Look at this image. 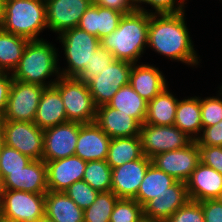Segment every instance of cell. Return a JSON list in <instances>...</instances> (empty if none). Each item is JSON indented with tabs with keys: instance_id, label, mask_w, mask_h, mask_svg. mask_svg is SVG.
Instances as JSON below:
<instances>
[{
	"instance_id": "6da1fadb",
	"label": "cell",
	"mask_w": 222,
	"mask_h": 222,
	"mask_svg": "<svg viewBox=\"0 0 222 222\" xmlns=\"http://www.w3.org/2000/svg\"><path fill=\"white\" fill-rule=\"evenodd\" d=\"M184 13H149L147 45L163 56L196 66L199 57L193 48Z\"/></svg>"
},
{
	"instance_id": "7a4b0ae2",
	"label": "cell",
	"mask_w": 222,
	"mask_h": 222,
	"mask_svg": "<svg viewBox=\"0 0 222 222\" xmlns=\"http://www.w3.org/2000/svg\"><path fill=\"white\" fill-rule=\"evenodd\" d=\"M149 13L136 5V9L124 14L118 27L100 40L103 48L111 52L115 60L137 64L147 46Z\"/></svg>"
},
{
	"instance_id": "3957f363",
	"label": "cell",
	"mask_w": 222,
	"mask_h": 222,
	"mask_svg": "<svg viewBox=\"0 0 222 222\" xmlns=\"http://www.w3.org/2000/svg\"><path fill=\"white\" fill-rule=\"evenodd\" d=\"M56 48L43 39L28 41L22 58L13 71V80H18L25 83L37 84L43 87L52 86L55 81H48L46 78L55 75L57 79L61 76L60 70L57 67ZM58 74V75H57Z\"/></svg>"
},
{
	"instance_id": "277c9868",
	"label": "cell",
	"mask_w": 222,
	"mask_h": 222,
	"mask_svg": "<svg viewBox=\"0 0 222 222\" xmlns=\"http://www.w3.org/2000/svg\"><path fill=\"white\" fill-rule=\"evenodd\" d=\"M0 27L27 40H38L47 28L44 0H5L4 18Z\"/></svg>"
},
{
	"instance_id": "5b68a950",
	"label": "cell",
	"mask_w": 222,
	"mask_h": 222,
	"mask_svg": "<svg viewBox=\"0 0 222 222\" xmlns=\"http://www.w3.org/2000/svg\"><path fill=\"white\" fill-rule=\"evenodd\" d=\"M53 85L63 100L68 121L82 124L95 122L97 107L86 82L76 77L60 76Z\"/></svg>"
},
{
	"instance_id": "8992f818",
	"label": "cell",
	"mask_w": 222,
	"mask_h": 222,
	"mask_svg": "<svg viewBox=\"0 0 222 222\" xmlns=\"http://www.w3.org/2000/svg\"><path fill=\"white\" fill-rule=\"evenodd\" d=\"M63 44L67 69L60 71L63 77H77L92 59L93 53L100 47V39L79 27L71 28L59 34Z\"/></svg>"
},
{
	"instance_id": "52a82bcc",
	"label": "cell",
	"mask_w": 222,
	"mask_h": 222,
	"mask_svg": "<svg viewBox=\"0 0 222 222\" xmlns=\"http://www.w3.org/2000/svg\"><path fill=\"white\" fill-rule=\"evenodd\" d=\"M5 145L33 160H42L44 130L34 122L0 120Z\"/></svg>"
},
{
	"instance_id": "ba28073f",
	"label": "cell",
	"mask_w": 222,
	"mask_h": 222,
	"mask_svg": "<svg viewBox=\"0 0 222 222\" xmlns=\"http://www.w3.org/2000/svg\"><path fill=\"white\" fill-rule=\"evenodd\" d=\"M3 217L18 222H34L45 215V193L0 190Z\"/></svg>"
},
{
	"instance_id": "9c48e42d",
	"label": "cell",
	"mask_w": 222,
	"mask_h": 222,
	"mask_svg": "<svg viewBox=\"0 0 222 222\" xmlns=\"http://www.w3.org/2000/svg\"><path fill=\"white\" fill-rule=\"evenodd\" d=\"M139 136L143 154L150 159L159 153L185 148L193 141L175 125L143 123Z\"/></svg>"
},
{
	"instance_id": "30bf717a",
	"label": "cell",
	"mask_w": 222,
	"mask_h": 222,
	"mask_svg": "<svg viewBox=\"0 0 222 222\" xmlns=\"http://www.w3.org/2000/svg\"><path fill=\"white\" fill-rule=\"evenodd\" d=\"M45 87L13 80L4 115L0 120L34 122Z\"/></svg>"
},
{
	"instance_id": "8fae6325",
	"label": "cell",
	"mask_w": 222,
	"mask_h": 222,
	"mask_svg": "<svg viewBox=\"0 0 222 222\" xmlns=\"http://www.w3.org/2000/svg\"><path fill=\"white\" fill-rule=\"evenodd\" d=\"M132 63L114 60L88 83L96 107L108 104L119 88L130 84Z\"/></svg>"
},
{
	"instance_id": "7c38bea8",
	"label": "cell",
	"mask_w": 222,
	"mask_h": 222,
	"mask_svg": "<svg viewBox=\"0 0 222 222\" xmlns=\"http://www.w3.org/2000/svg\"><path fill=\"white\" fill-rule=\"evenodd\" d=\"M152 164L177 181L187 182L200 162V150L193 140L185 148L159 153L151 158Z\"/></svg>"
},
{
	"instance_id": "4fadbf2b",
	"label": "cell",
	"mask_w": 222,
	"mask_h": 222,
	"mask_svg": "<svg viewBox=\"0 0 222 222\" xmlns=\"http://www.w3.org/2000/svg\"><path fill=\"white\" fill-rule=\"evenodd\" d=\"M79 122H66L44 129L42 160L52 161L75 155Z\"/></svg>"
},
{
	"instance_id": "5bb4252c",
	"label": "cell",
	"mask_w": 222,
	"mask_h": 222,
	"mask_svg": "<svg viewBox=\"0 0 222 222\" xmlns=\"http://www.w3.org/2000/svg\"><path fill=\"white\" fill-rule=\"evenodd\" d=\"M46 22L50 31L61 34L78 27L93 0H46Z\"/></svg>"
},
{
	"instance_id": "9a60e30c",
	"label": "cell",
	"mask_w": 222,
	"mask_h": 222,
	"mask_svg": "<svg viewBox=\"0 0 222 222\" xmlns=\"http://www.w3.org/2000/svg\"><path fill=\"white\" fill-rule=\"evenodd\" d=\"M151 163V159L143 155L137 160L112 168L111 191L118 198L133 199Z\"/></svg>"
},
{
	"instance_id": "2e32d148",
	"label": "cell",
	"mask_w": 222,
	"mask_h": 222,
	"mask_svg": "<svg viewBox=\"0 0 222 222\" xmlns=\"http://www.w3.org/2000/svg\"><path fill=\"white\" fill-rule=\"evenodd\" d=\"M48 191L64 192L70 185L83 178L87 162L78 156L44 161Z\"/></svg>"
},
{
	"instance_id": "e0dca14e",
	"label": "cell",
	"mask_w": 222,
	"mask_h": 222,
	"mask_svg": "<svg viewBox=\"0 0 222 222\" xmlns=\"http://www.w3.org/2000/svg\"><path fill=\"white\" fill-rule=\"evenodd\" d=\"M189 200L186 183L176 181L160 197L150 200L143 207L144 219L165 222Z\"/></svg>"
},
{
	"instance_id": "ac0fdd59",
	"label": "cell",
	"mask_w": 222,
	"mask_h": 222,
	"mask_svg": "<svg viewBox=\"0 0 222 222\" xmlns=\"http://www.w3.org/2000/svg\"><path fill=\"white\" fill-rule=\"evenodd\" d=\"M44 160H32L22 170L10 172L1 182L0 190H21L46 193L47 176Z\"/></svg>"
},
{
	"instance_id": "d6986e66",
	"label": "cell",
	"mask_w": 222,
	"mask_h": 222,
	"mask_svg": "<svg viewBox=\"0 0 222 222\" xmlns=\"http://www.w3.org/2000/svg\"><path fill=\"white\" fill-rule=\"evenodd\" d=\"M111 138L95 123H79L75 156L84 161L106 160Z\"/></svg>"
},
{
	"instance_id": "ffe728a7",
	"label": "cell",
	"mask_w": 222,
	"mask_h": 222,
	"mask_svg": "<svg viewBox=\"0 0 222 222\" xmlns=\"http://www.w3.org/2000/svg\"><path fill=\"white\" fill-rule=\"evenodd\" d=\"M186 185L191 201L218 199L222 193V175L212 167L199 162Z\"/></svg>"
},
{
	"instance_id": "44dd1931",
	"label": "cell",
	"mask_w": 222,
	"mask_h": 222,
	"mask_svg": "<svg viewBox=\"0 0 222 222\" xmlns=\"http://www.w3.org/2000/svg\"><path fill=\"white\" fill-rule=\"evenodd\" d=\"M95 123L110 137L139 136L141 124L108 104L97 107Z\"/></svg>"
},
{
	"instance_id": "7402d4cb",
	"label": "cell",
	"mask_w": 222,
	"mask_h": 222,
	"mask_svg": "<svg viewBox=\"0 0 222 222\" xmlns=\"http://www.w3.org/2000/svg\"><path fill=\"white\" fill-rule=\"evenodd\" d=\"M123 15L117 10L92 3L81 17L78 27L101 40L118 27Z\"/></svg>"
},
{
	"instance_id": "603a6c76",
	"label": "cell",
	"mask_w": 222,
	"mask_h": 222,
	"mask_svg": "<svg viewBox=\"0 0 222 222\" xmlns=\"http://www.w3.org/2000/svg\"><path fill=\"white\" fill-rule=\"evenodd\" d=\"M66 122L69 121L58 89L54 85L45 87L36 110L34 123L44 130Z\"/></svg>"
},
{
	"instance_id": "cb8c5ba5",
	"label": "cell",
	"mask_w": 222,
	"mask_h": 222,
	"mask_svg": "<svg viewBox=\"0 0 222 222\" xmlns=\"http://www.w3.org/2000/svg\"><path fill=\"white\" fill-rule=\"evenodd\" d=\"M133 64L130 73V85L147 102L160 94L167 83L162 72L148 64Z\"/></svg>"
},
{
	"instance_id": "d4e9b609",
	"label": "cell",
	"mask_w": 222,
	"mask_h": 222,
	"mask_svg": "<svg viewBox=\"0 0 222 222\" xmlns=\"http://www.w3.org/2000/svg\"><path fill=\"white\" fill-rule=\"evenodd\" d=\"M45 215L55 222H84V210L65 192L45 193Z\"/></svg>"
},
{
	"instance_id": "484cf974",
	"label": "cell",
	"mask_w": 222,
	"mask_h": 222,
	"mask_svg": "<svg viewBox=\"0 0 222 222\" xmlns=\"http://www.w3.org/2000/svg\"><path fill=\"white\" fill-rule=\"evenodd\" d=\"M176 181L172 176L151 163L140 184L137 195L133 199L144 207L150 200L160 197Z\"/></svg>"
},
{
	"instance_id": "4316f807",
	"label": "cell",
	"mask_w": 222,
	"mask_h": 222,
	"mask_svg": "<svg viewBox=\"0 0 222 222\" xmlns=\"http://www.w3.org/2000/svg\"><path fill=\"white\" fill-rule=\"evenodd\" d=\"M178 99L165 88L147 106L146 124L155 126L174 125Z\"/></svg>"
},
{
	"instance_id": "83f0119b",
	"label": "cell",
	"mask_w": 222,
	"mask_h": 222,
	"mask_svg": "<svg viewBox=\"0 0 222 222\" xmlns=\"http://www.w3.org/2000/svg\"><path fill=\"white\" fill-rule=\"evenodd\" d=\"M174 125L192 140L198 138L203 129L199 97L178 100Z\"/></svg>"
},
{
	"instance_id": "f1b7e54d",
	"label": "cell",
	"mask_w": 222,
	"mask_h": 222,
	"mask_svg": "<svg viewBox=\"0 0 222 222\" xmlns=\"http://www.w3.org/2000/svg\"><path fill=\"white\" fill-rule=\"evenodd\" d=\"M108 105L133 117L141 125L145 122L148 102L130 84L119 88Z\"/></svg>"
},
{
	"instance_id": "f546056e",
	"label": "cell",
	"mask_w": 222,
	"mask_h": 222,
	"mask_svg": "<svg viewBox=\"0 0 222 222\" xmlns=\"http://www.w3.org/2000/svg\"><path fill=\"white\" fill-rule=\"evenodd\" d=\"M143 155L140 136L111 138L106 162L111 168H116Z\"/></svg>"
},
{
	"instance_id": "4dcf8cb0",
	"label": "cell",
	"mask_w": 222,
	"mask_h": 222,
	"mask_svg": "<svg viewBox=\"0 0 222 222\" xmlns=\"http://www.w3.org/2000/svg\"><path fill=\"white\" fill-rule=\"evenodd\" d=\"M28 41L0 27V71L12 73L17 68Z\"/></svg>"
},
{
	"instance_id": "1f68e13d",
	"label": "cell",
	"mask_w": 222,
	"mask_h": 222,
	"mask_svg": "<svg viewBox=\"0 0 222 222\" xmlns=\"http://www.w3.org/2000/svg\"><path fill=\"white\" fill-rule=\"evenodd\" d=\"M82 180L98 192H109L112 185V168L106 160L88 161Z\"/></svg>"
},
{
	"instance_id": "d6a6232c",
	"label": "cell",
	"mask_w": 222,
	"mask_h": 222,
	"mask_svg": "<svg viewBox=\"0 0 222 222\" xmlns=\"http://www.w3.org/2000/svg\"><path fill=\"white\" fill-rule=\"evenodd\" d=\"M119 198L112 192H99L90 207L84 210V222H109Z\"/></svg>"
},
{
	"instance_id": "836d02e7",
	"label": "cell",
	"mask_w": 222,
	"mask_h": 222,
	"mask_svg": "<svg viewBox=\"0 0 222 222\" xmlns=\"http://www.w3.org/2000/svg\"><path fill=\"white\" fill-rule=\"evenodd\" d=\"M143 219L142 205L135 199L119 198L115 203L109 222H141Z\"/></svg>"
},
{
	"instance_id": "e575fe53",
	"label": "cell",
	"mask_w": 222,
	"mask_h": 222,
	"mask_svg": "<svg viewBox=\"0 0 222 222\" xmlns=\"http://www.w3.org/2000/svg\"><path fill=\"white\" fill-rule=\"evenodd\" d=\"M33 159L21 154L18 150L4 145L0 153V175L3 180L10 172L22 170Z\"/></svg>"
},
{
	"instance_id": "d590c367",
	"label": "cell",
	"mask_w": 222,
	"mask_h": 222,
	"mask_svg": "<svg viewBox=\"0 0 222 222\" xmlns=\"http://www.w3.org/2000/svg\"><path fill=\"white\" fill-rule=\"evenodd\" d=\"M114 60L113 54L100 45L93 53L92 59L88 65L76 78L88 83L93 77L98 76L99 72L103 71Z\"/></svg>"
},
{
	"instance_id": "8d00e7d4",
	"label": "cell",
	"mask_w": 222,
	"mask_h": 222,
	"mask_svg": "<svg viewBox=\"0 0 222 222\" xmlns=\"http://www.w3.org/2000/svg\"><path fill=\"white\" fill-rule=\"evenodd\" d=\"M64 192L82 210H85L90 207L99 193L84 180L74 182Z\"/></svg>"
},
{
	"instance_id": "74e56055",
	"label": "cell",
	"mask_w": 222,
	"mask_h": 222,
	"mask_svg": "<svg viewBox=\"0 0 222 222\" xmlns=\"http://www.w3.org/2000/svg\"><path fill=\"white\" fill-rule=\"evenodd\" d=\"M202 128L217 124L222 120V99L220 97L200 98Z\"/></svg>"
},
{
	"instance_id": "f35d334b",
	"label": "cell",
	"mask_w": 222,
	"mask_h": 222,
	"mask_svg": "<svg viewBox=\"0 0 222 222\" xmlns=\"http://www.w3.org/2000/svg\"><path fill=\"white\" fill-rule=\"evenodd\" d=\"M165 222H205L202 206L199 202L189 200Z\"/></svg>"
},
{
	"instance_id": "ab89813d",
	"label": "cell",
	"mask_w": 222,
	"mask_h": 222,
	"mask_svg": "<svg viewBox=\"0 0 222 222\" xmlns=\"http://www.w3.org/2000/svg\"><path fill=\"white\" fill-rule=\"evenodd\" d=\"M200 162L212 167L222 175V146H198Z\"/></svg>"
},
{
	"instance_id": "60d3db41",
	"label": "cell",
	"mask_w": 222,
	"mask_h": 222,
	"mask_svg": "<svg viewBox=\"0 0 222 222\" xmlns=\"http://www.w3.org/2000/svg\"><path fill=\"white\" fill-rule=\"evenodd\" d=\"M201 132L195 140L198 146H222V120L213 126L204 127Z\"/></svg>"
},
{
	"instance_id": "b9f144b4",
	"label": "cell",
	"mask_w": 222,
	"mask_h": 222,
	"mask_svg": "<svg viewBox=\"0 0 222 222\" xmlns=\"http://www.w3.org/2000/svg\"><path fill=\"white\" fill-rule=\"evenodd\" d=\"M143 2V3H142ZM185 0H180L176 5V0H139V3H147L155 9L151 14H174L184 12Z\"/></svg>"
},
{
	"instance_id": "7bdbcfd3",
	"label": "cell",
	"mask_w": 222,
	"mask_h": 222,
	"mask_svg": "<svg viewBox=\"0 0 222 222\" xmlns=\"http://www.w3.org/2000/svg\"><path fill=\"white\" fill-rule=\"evenodd\" d=\"M199 203L202 206L205 222H222V203L218 199Z\"/></svg>"
},
{
	"instance_id": "ee69618b",
	"label": "cell",
	"mask_w": 222,
	"mask_h": 222,
	"mask_svg": "<svg viewBox=\"0 0 222 222\" xmlns=\"http://www.w3.org/2000/svg\"><path fill=\"white\" fill-rule=\"evenodd\" d=\"M12 83V73L0 71V119L5 113Z\"/></svg>"
},
{
	"instance_id": "f6af8a7d",
	"label": "cell",
	"mask_w": 222,
	"mask_h": 222,
	"mask_svg": "<svg viewBox=\"0 0 222 222\" xmlns=\"http://www.w3.org/2000/svg\"><path fill=\"white\" fill-rule=\"evenodd\" d=\"M93 3L103 8L117 10L123 14H128L136 9L130 0H93Z\"/></svg>"
},
{
	"instance_id": "bcb514c9",
	"label": "cell",
	"mask_w": 222,
	"mask_h": 222,
	"mask_svg": "<svg viewBox=\"0 0 222 222\" xmlns=\"http://www.w3.org/2000/svg\"><path fill=\"white\" fill-rule=\"evenodd\" d=\"M5 0H0V25L4 18Z\"/></svg>"
},
{
	"instance_id": "7dc6e473",
	"label": "cell",
	"mask_w": 222,
	"mask_h": 222,
	"mask_svg": "<svg viewBox=\"0 0 222 222\" xmlns=\"http://www.w3.org/2000/svg\"><path fill=\"white\" fill-rule=\"evenodd\" d=\"M5 145V141H4V134H3V129L1 126V121H0V153L2 151L3 146Z\"/></svg>"
},
{
	"instance_id": "c3c4849f",
	"label": "cell",
	"mask_w": 222,
	"mask_h": 222,
	"mask_svg": "<svg viewBox=\"0 0 222 222\" xmlns=\"http://www.w3.org/2000/svg\"><path fill=\"white\" fill-rule=\"evenodd\" d=\"M34 222H55V221L52 220L51 218L47 217L46 215H44L43 217L38 218Z\"/></svg>"
},
{
	"instance_id": "681fc988",
	"label": "cell",
	"mask_w": 222,
	"mask_h": 222,
	"mask_svg": "<svg viewBox=\"0 0 222 222\" xmlns=\"http://www.w3.org/2000/svg\"><path fill=\"white\" fill-rule=\"evenodd\" d=\"M3 218V211H2V202H1V198H0V221Z\"/></svg>"
},
{
	"instance_id": "f907efd6",
	"label": "cell",
	"mask_w": 222,
	"mask_h": 222,
	"mask_svg": "<svg viewBox=\"0 0 222 222\" xmlns=\"http://www.w3.org/2000/svg\"><path fill=\"white\" fill-rule=\"evenodd\" d=\"M0 222H18V221H12L3 217Z\"/></svg>"
},
{
	"instance_id": "816d5d0a",
	"label": "cell",
	"mask_w": 222,
	"mask_h": 222,
	"mask_svg": "<svg viewBox=\"0 0 222 222\" xmlns=\"http://www.w3.org/2000/svg\"><path fill=\"white\" fill-rule=\"evenodd\" d=\"M135 6L138 5L139 0H130Z\"/></svg>"
},
{
	"instance_id": "f5cc1de1",
	"label": "cell",
	"mask_w": 222,
	"mask_h": 222,
	"mask_svg": "<svg viewBox=\"0 0 222 222\" xmlns=\"http://www.w3.org/2000/svg\"><path fill=\"white\" fill-rule=\"evenodd\" d=\"M141 222H156V221H151V220L143 219Z\"/></svg>"
},
{
	"instance_id": "db71d44e",
	"label": "cell",
	"mask_w": 222,
	"mask_h": 222,
	"mask_svg": "<svg viewBox=\"0 0 222 222\" xmlns=\"http://www.w3.org/2000/svg\"><path fill=\"white\" fill-rule=\"evenodd\" d=\"M218 200L222 203V193L220 194Z\"/></svg>"
}]
</instances>
